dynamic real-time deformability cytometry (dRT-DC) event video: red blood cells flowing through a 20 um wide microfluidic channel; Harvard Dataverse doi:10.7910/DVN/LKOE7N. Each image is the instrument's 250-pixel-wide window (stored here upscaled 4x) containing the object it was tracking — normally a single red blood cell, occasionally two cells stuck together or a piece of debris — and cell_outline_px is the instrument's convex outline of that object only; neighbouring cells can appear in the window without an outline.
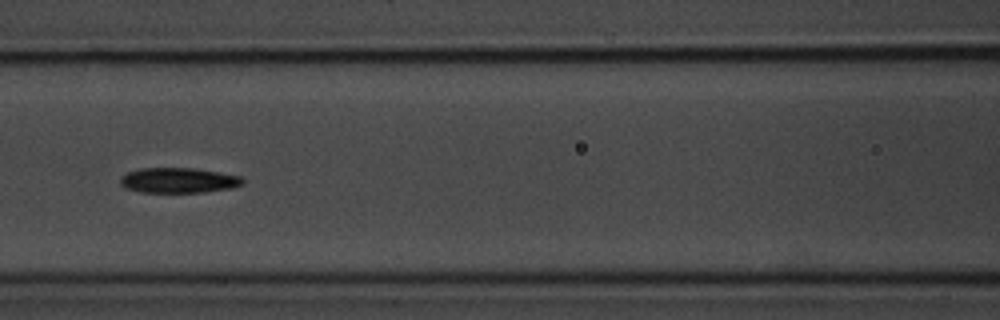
{"species": "common noctule bat (a hibernating species)", "species_latin": "Nyctalus noctula", "temperature_condition": "room temperature", "stored_images_in_passage": 20, "camera_frame_rate_fps": 3000, "um_per_image_px": 0.085, "animal": {"sex": "male", "body_mass_g": 20.1, "forearm_length_mm": 53.5}, "frame": {"image": 1, "passage_image": 9, "time_ms": 2.667, "image_size_px": [1000, 320], "cell_outline_px": [[244, 184], [232, 188], [204, 192], [140, 192], [124, 188], [120, 184], [120, 176], [128, 172], [140, 168], [192, 168], [220, 172], [240, 176], [244, 180]], "centroid_in_image_um": [15.16, 15.33], "position_along_channel_um": 151.4, "area_um2": 18.09}}
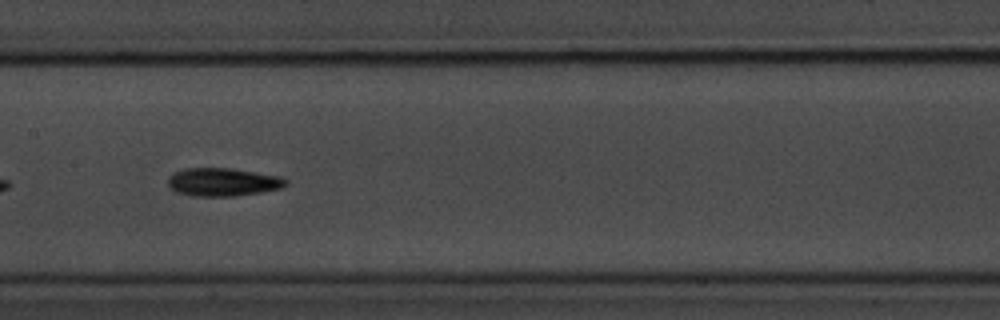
{"frame": {"image": 2, "passage_image": 12, "time_ms": 3.667, "image_size_px": [1000, 320], "cell_outline_px": [[288, 184], [284, 188], [236, 196], [192, 196], [176, 192], [168, 184], [168, 176], [184, 168], [232, 168], [280, 176], [288, 180]], "centroid_in_image_um": [18.98, 15.47], "position_along_channel_um": 188.4, "area_um2": 19.48}}